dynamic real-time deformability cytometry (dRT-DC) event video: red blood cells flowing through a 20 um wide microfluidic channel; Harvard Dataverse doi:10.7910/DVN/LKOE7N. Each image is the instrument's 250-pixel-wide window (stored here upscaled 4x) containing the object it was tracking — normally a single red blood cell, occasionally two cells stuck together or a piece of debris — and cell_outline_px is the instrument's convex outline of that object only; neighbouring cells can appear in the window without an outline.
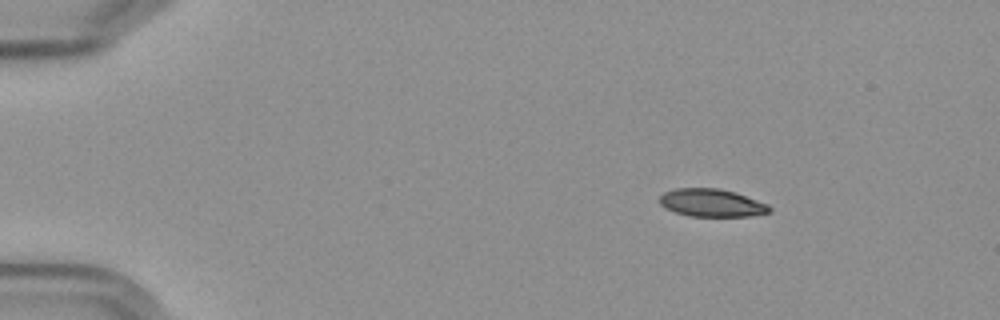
{"species": "Egyptian fruit bat (a non-hibernating species)", "species_latin": "Rousettus aegyptiacus", "temperature_condition": "cold", "stored_images_in_passage": 4, "camera_frame_rate_fps": 3000, "um_per_image_px": 0.085, "frame": {"image": 1, "passage_image": 2, "time_ms": 1.333, "image_size_px": [1000, 320], "cell_outline_px": [[772, 212], [752, 216], [692, 216], [676, 212], [660, 204], [660, 196], [664, 192], [676, 188], [720, 188], [736, 192], [768, 204], [772, 208]], "centroid_in_image_um": [60.55, 17.23], "position_along_channel_um": 24.5, "area_um2": 17.8}}